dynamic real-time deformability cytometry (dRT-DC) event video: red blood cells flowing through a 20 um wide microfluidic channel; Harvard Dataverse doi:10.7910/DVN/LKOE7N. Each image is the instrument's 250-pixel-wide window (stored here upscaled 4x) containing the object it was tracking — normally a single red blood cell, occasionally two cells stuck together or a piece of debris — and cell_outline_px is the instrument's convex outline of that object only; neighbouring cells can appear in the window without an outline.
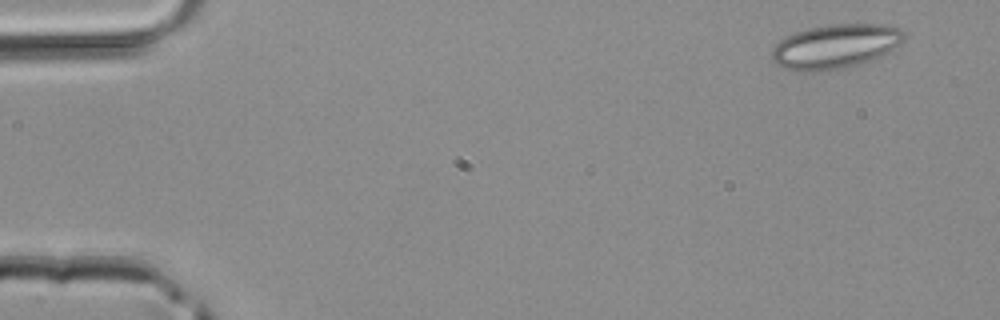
{"species": "common noctule bat (a hibernating species)", "species_latin": "Nyctalus noctula", "temperature_condition": "room temperature", "stored_images_in_passage": 4, "camera_frame_rate_fps": 3000, "um_per_image_px": 0.085, "animal": {"sex": "male", "body_mass_g": 20.4}, "frame": {"image": 1, "passage_image": 1, "time_ms": 0.0, "image_size_px": [1000, 320], "cell_outline_px": [[904, 40], [900, 44], [888, 52], [872, 60], [848, 68], [812, 72], [796, 72], [784, 68], [776, 64], [772, 60], [772, 48], [780, 40], [796, 32], [808, 28], [832, 24], [888, 24], [900, 28], [904, 32]], "centroid_in_image_um": [71.01, 3.96], "position_along_channel_um": 14.0, "area_um2": 34.51}}